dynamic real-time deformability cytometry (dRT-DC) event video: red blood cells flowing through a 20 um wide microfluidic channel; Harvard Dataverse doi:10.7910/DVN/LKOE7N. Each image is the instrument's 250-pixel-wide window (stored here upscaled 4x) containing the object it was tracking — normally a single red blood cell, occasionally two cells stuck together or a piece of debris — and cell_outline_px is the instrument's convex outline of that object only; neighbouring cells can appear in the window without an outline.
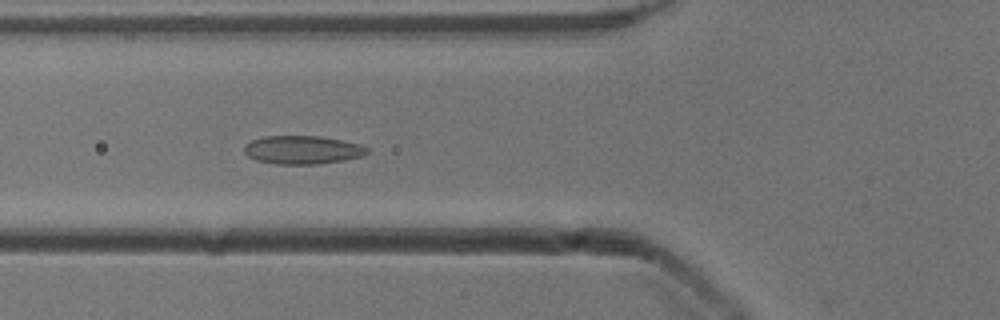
{"species": "common noctule bat (a hibernating species)", "species_latin": "Nyctalus noctula", "temperature_condition": "cold", "stored_images_in_passage": 5, "camera_frame_rate_fps": 3000, "um_per_image_px": 0.085, "animal": {"sex": "male", "body_mass_g": 13.3}, "frame": {"image": 1, "passage_image": 5, "time_ms": 1.333, "image_size_px": [1000, 320], "cell_outline_px": [[368, 152], [364, 156], [344, 160], [316, 164], [276, 164], [256, 160], [248, 156], [244, 152], [244, 144], [252, 140], [264, 136], [320, 136], [360, 144], [368, 148]], "centroid_in_image_um": [25.7, 12.74], "position_along_channel_um": 100.1, "area_um2": 20.35}}